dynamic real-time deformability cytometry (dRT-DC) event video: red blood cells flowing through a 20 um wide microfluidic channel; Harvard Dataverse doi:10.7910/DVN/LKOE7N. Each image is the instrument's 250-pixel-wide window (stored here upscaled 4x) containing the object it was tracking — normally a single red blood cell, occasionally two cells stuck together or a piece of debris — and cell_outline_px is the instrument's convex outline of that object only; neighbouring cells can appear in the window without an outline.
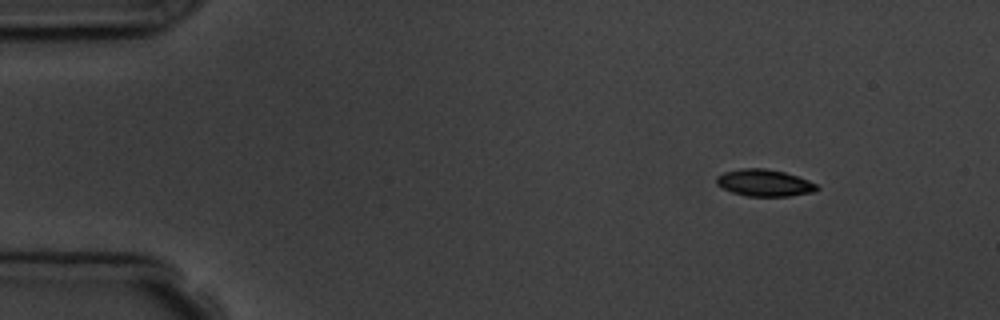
{"species": "common noctule bat (a hibernating species)", "species_latin": "Nyctalus noctula", "temperature_condition": "room temperature", "stored_images_in_passage": 4, "camera_frame_rate_fps": 3000, "um_per_image_px": 0.085, "animal": {"sex": "male", "body_mass_g": 19.5, "forearm_length_mm": 54.6}, "frame": {"image": 1, "passage_image": 1, "time_ms": 0.0, "image_size_px": [1000, 320], "cell_outline_px": [[820, 188], [816, 192], [788, 196], [748, 196], [732, 192], [716, 184], [716, 176], [724, 172], [744, 168], [764, 168], [784, 172], [808, 180], [816, 184]], "centroid_in_image_um": [64.99, 15.55], "position_along_channel_um": 20.0, "area_um2": 15.66}}
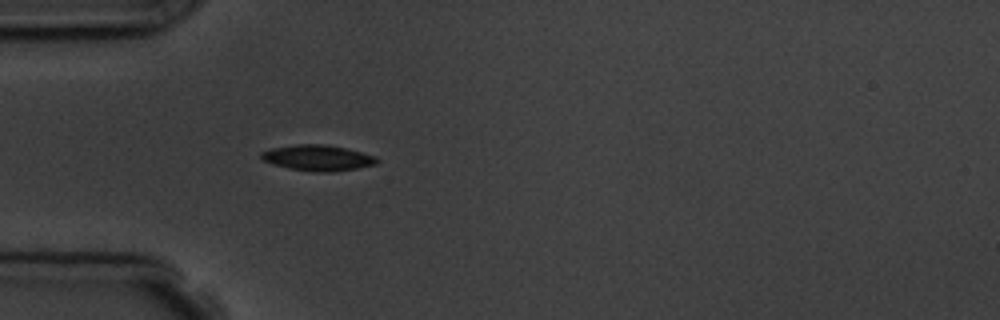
{"frame": {"image": 2, "passage_image": 4, "time_ms": 3.333, "image_size_px": [1000, 320], "cell_outline_px": [[380, 160], [376, 164], [356, 168], [332, 172], [312, 172], [288, 168], [272, 164], [264, 160], [260, 156], [260, 152], [272, 148], [296, 144], [324, 144], [344, 148], [376, 156]], "centroid_in_image_um": [26.99, 13.42], "position_along_channel_um": 58.0, "area_um2": 17.34}}